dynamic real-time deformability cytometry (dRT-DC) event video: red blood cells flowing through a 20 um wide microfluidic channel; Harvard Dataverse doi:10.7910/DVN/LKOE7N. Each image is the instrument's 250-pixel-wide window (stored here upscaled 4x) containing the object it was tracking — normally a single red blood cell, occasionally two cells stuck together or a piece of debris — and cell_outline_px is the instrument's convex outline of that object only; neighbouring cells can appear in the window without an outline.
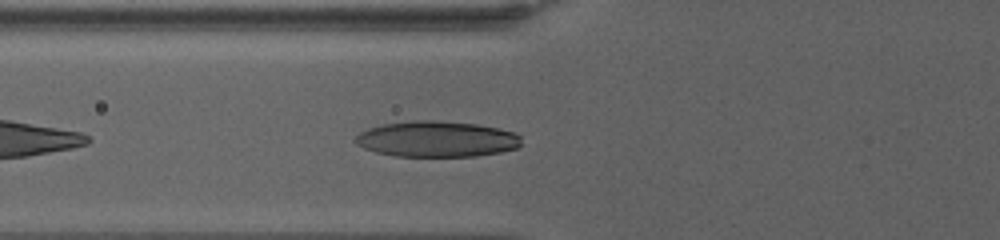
{"species": "human", "species_latin": "Homo sapiens", "temperature_condition": "warm", "stored_images_in_passage": 51, "camera_frame_rate_fps": 3000, "um_per_image_px": 0.085, "donor": {"sex": "female"}, "frame": {"image": 1, "passage_image": 6, "time_ms": 1.667, "image_size_px": [1000, 240], "cell_outline_px": [[520, 144], [516, 148], [500, 152], [476, 156], [396, 156], [376, 152], [364, 148], [356, 144], [352, 140], [360, 132], [368, 128], [384, 124], [412, 120], [432, 120], [476, 124], [500, 128], [512, 132], [520, 136]], "centroid_in_image_um": [37.09, 11.82], "position_along_channel_um": 88.7, "area_um2": 34.62}}
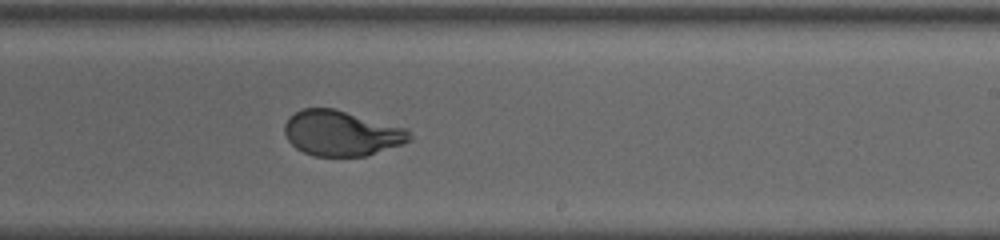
{"frame": {"image": 2, "passage_image": 24, "time_ms": 7.667, "image_size_px": [1000, 240], "cell_outline_px": [[412, 140], [368, 156], [316, 156], [304, 152], [296, 148], [288, 140], [284, 132], [284, 124], [288, 116], [304, 108], [332, 108], [408, 128], [412, 136]], "centroid_in_image_um": [29.03, 11.32], "position_along_channel_um": 260.0, "area_um2": 33.06}}
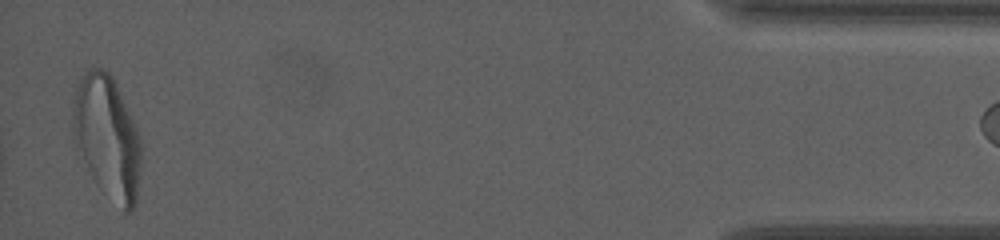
{"frame": {"image": 3, "passage_image": 49, "time_ms": 16.0, "image_size_px": [1000, 240], "cell_outline_px": [[144, 148], [136, 204], [128, 212], [124, 212], [92, 176], [84, 160], [72, 132], [72, 112], [76, 92], [80, 80], [88, 68], [100, 68], [108, 72], [112, 76], [140, 136]], "centroid_in_image_um": [9.17, 11.66], "position_along_channel_um": 426.0, "area_um2": 48.21}}